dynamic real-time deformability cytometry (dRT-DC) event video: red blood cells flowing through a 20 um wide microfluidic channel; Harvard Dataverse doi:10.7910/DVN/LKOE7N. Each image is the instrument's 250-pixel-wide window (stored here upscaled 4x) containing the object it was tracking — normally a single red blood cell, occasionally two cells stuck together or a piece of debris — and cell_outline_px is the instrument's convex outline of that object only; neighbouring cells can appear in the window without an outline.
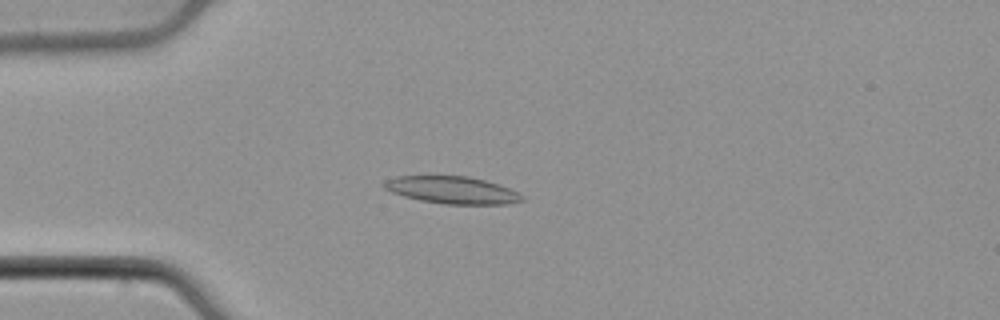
{"species": "common noctule bat (a hibernating species)", "species_latin": "Nyctalus noctula", "temperature_condition": "cold", "stored_images_in_passage": 53, "camera_frame_rate_fps": 3000, "um_per_image_px": 0.085, "animal": {"sex": "male", "body_mass_g": 21.5, "forearm_length_mm": 52.0}, "frame": {"image": 1, "passage_image": 14, "time_ms": 4.333, "image_size_px": [1000, 320], "cell_outline_px": [[524, 200], [508, 204], [444, 204], [420, 200], [404, 196], [392, 192], [384, 188], [380, 184], [384, 180], [396, 176], [468, 176], [484, 180], [508, 188], [524, 196]], "centroid_in_image_um": [38.38, 16.15], "position_along_channel_um": 46.6, "area_um2": 21.85}}
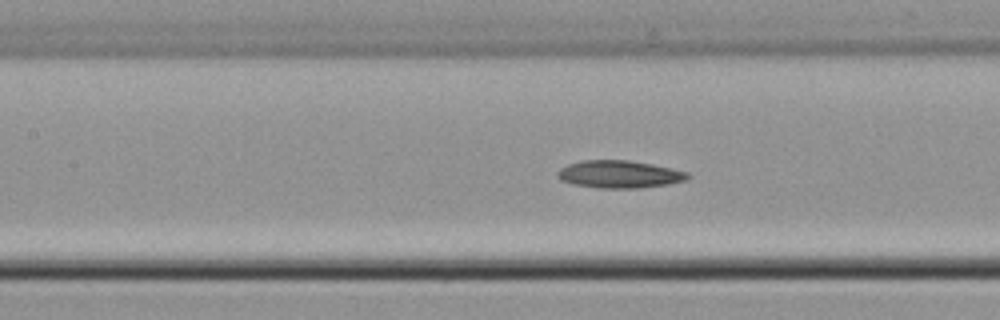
{"frame": {"image": 2, "passage_image": 24, "time_ms": 7.667, "image_size_px": [1000, 320], "cell_outline_px": [[692, 176], [688, 180], [668, 184], [636, 188], [600, 188], [572, 184], [560, 180], [556, 176], [556, 172], [560, 168], [568, 164], [580, 160], [628, 160], [652, 164], [688, 172]], "centroid_in_image_um": [52.63, 14.81], "position_along_channel_um": 154.8, "area_um2": 21.04}}
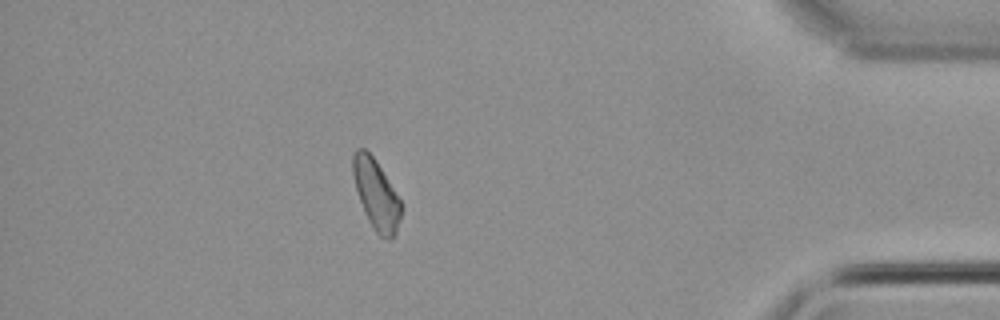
{"frame": {"image": 3, "passage_image": 47, "time_ms": 15.333, "image_size_px": [1000, 320], "cell_outline_px": [[404, 204], [400, 220], [396, 232], [392, 240], [388, 240], [380, 236], [376, 232], [368, 220], [360, 200], [356, 188], [352, 172], [352, 152], [356, 148], [364, 148], [376, 160]], "centroid_in_image_um": [32.0, 16.52], "position_along_channel_um": 403.2, "area_um2": 19.88}, "authors_computed_cell_mechanics": {"area_um2": 20.3456, "velocity_mm_per_s": 3.8313, "shape_relaxation_time_tau1_ms": 4.3469, "shape_relaxation_time_tau2_ms": 7.564, "deformation_change_tau1": 0.0783, "deformation_change_tau2": 0.167}}